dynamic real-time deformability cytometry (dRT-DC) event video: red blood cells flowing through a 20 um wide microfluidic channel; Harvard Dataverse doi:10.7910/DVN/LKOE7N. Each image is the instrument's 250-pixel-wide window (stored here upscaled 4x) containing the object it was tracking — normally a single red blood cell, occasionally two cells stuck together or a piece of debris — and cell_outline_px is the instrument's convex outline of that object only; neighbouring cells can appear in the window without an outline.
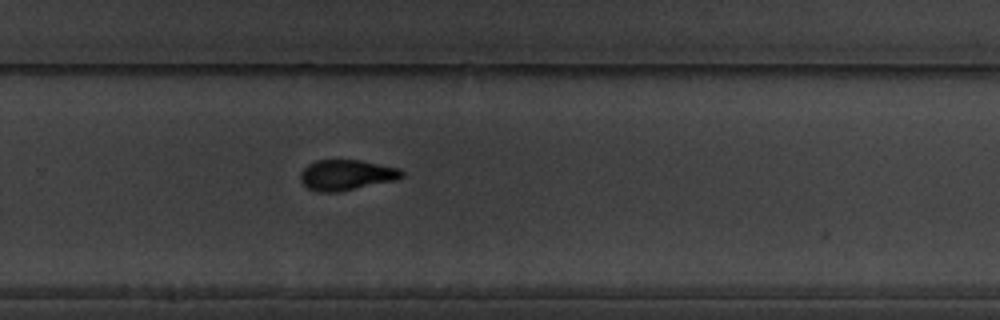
{"species": "common noctule bat (a hibernating species)", "species_latin": "Nyctalus noctula", "temperature_condition": "warm", "stored_images_in_passage": 13, "camera_frame_rate_fps": 3000, "um_per_image_px": 0.085, "animal": {"sex": "male", "body_mass_g": 19.5, "forearm_length_mm": 54.6}, "frame": {"image": 1, "passage_image": 13, "time_ms": 13.667, "image_size_px": [1000, 320], "cell_outline_px": [[404, 176], [396, 180], [340, 192], [316, 192], [308, 188], [300, 180], [300, 172], [308, 164], [316, 160], [360, 160], [400, 168], [404, 172]], "centroid_in_image_um": [29.45, 14.88], "position_along_channel_um": 300.3, "area_um2": 18.21}}